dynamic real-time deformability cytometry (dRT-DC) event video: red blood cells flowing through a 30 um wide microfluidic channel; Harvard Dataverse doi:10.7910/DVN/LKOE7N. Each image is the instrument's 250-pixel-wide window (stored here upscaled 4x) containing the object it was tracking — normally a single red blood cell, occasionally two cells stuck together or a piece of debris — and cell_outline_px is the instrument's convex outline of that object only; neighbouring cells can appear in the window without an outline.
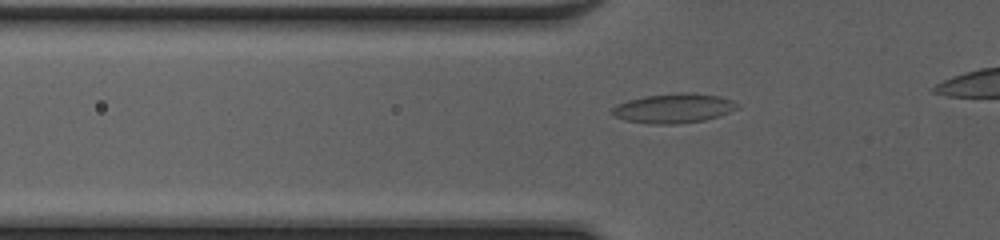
{"species": "common noctule bat (a hibernating species)", "species_latin": "Nyctalus noctula", "temperature_condition": "cold", "stored_images_in_passage": 21, "camera_frame_rate_fps": 3000, "um_per_image_px": 0.085, "animal": {"sex": "female", "body_mass_g": 20.0, "forearm_length_mm": 54.0}, "frame": {"image": 1, "passage_image": 8, "time_ms": 2.333, "image_size_px": [1000, 240], "cell_outline_px": [[740, 108], [720, 116], [704, 120], [676, 124], [648, 124], [624, 120], [612, 116], [612, 108], [616, 104], [628, 100], [644, 96], [680, 92], [692, 92], [720, 96], [732, 100], [740, 104]], "centroid_in_image_um": [57.28, 9.2], "position_along_channel_um": 68.5, "area_um2": 21.91}}
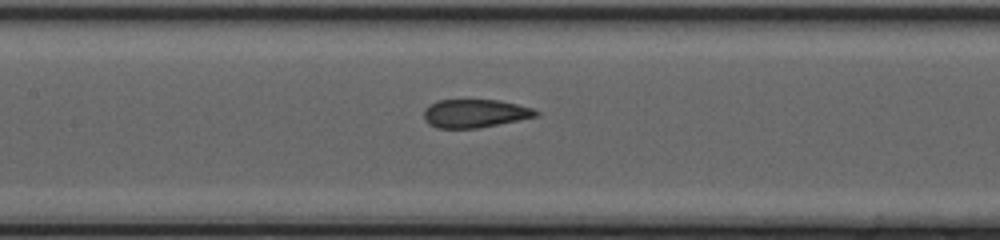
{"frame": {"image": 2, "passage_image": 15, "time_ms": 4.667, "image_size_px": [1000, 240], "cell_outline_px": [[540, 116], [480, 128], [436, 128], [428, 124], [424, 120], [424, 108], [428, 104], [436, 100], [500, 100], [532, 108], [540, 112]], "centroid_in_image_um": [40.36, 9.64], "position_along_channel_um": 167.0, "area_um2": 18.79}}
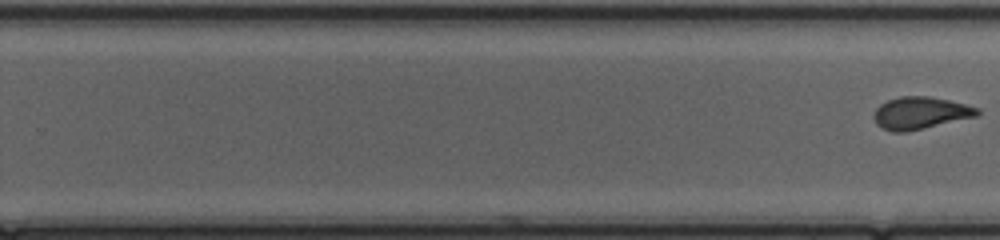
{"frame": {"image": 3, "passage_image": 21, "time_ms": 6.667, "image_size_px": [1000, 240], "cell_outline_px": [[980, 116], [908, 132], [892, 132], [876, 124], [872, 116], [876, 108], [880, 104], [888, 100], [900, 96], [928, 96], [948, 100], [980, 108]], "centroid_in_image_um": [78.25, 9.61], "position_along_channel_um": 251.6, "area_um2": 19.71}}